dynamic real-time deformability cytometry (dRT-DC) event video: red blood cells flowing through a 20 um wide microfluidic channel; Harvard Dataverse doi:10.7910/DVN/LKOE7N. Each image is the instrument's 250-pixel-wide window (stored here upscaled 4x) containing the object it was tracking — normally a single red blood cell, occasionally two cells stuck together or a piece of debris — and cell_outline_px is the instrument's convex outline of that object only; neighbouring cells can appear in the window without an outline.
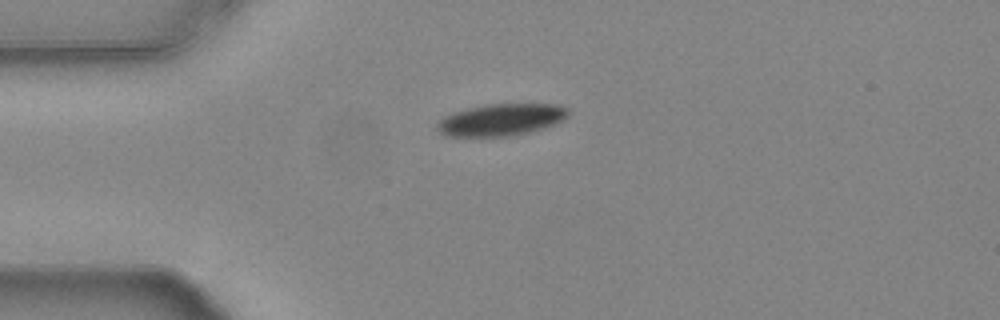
{"species": "common noctule bat (a hibernating species)", "species_latin": "Nyctalus noctula", "temperature_condition": "warm", "stored_images_in_passage": 42, "camera_frame_rate_fps": 3000, "um_per_image_px": 0.085, "animal": {"sex": "female", "body_mass_g": 24.6, "forearm_length_mm": 56.2}, "frame": {"image": 1, "passage_image": 1, "time_ms": 0.0, "image_size_px": [1000, 320], "cell_outline_px": [[568, 116], [564, 120], [556, 124], [544, 128], [516, 136], [444, 136], [436, 128], [436, 124], [444, 116], [452, 112], [468, 108], [488, 104], [560, 104], [568, 108]], "centroid_in_image_um": [42.62, 10.18], "position_along_channel_um": 42.4, "area_um2": 24.68}}
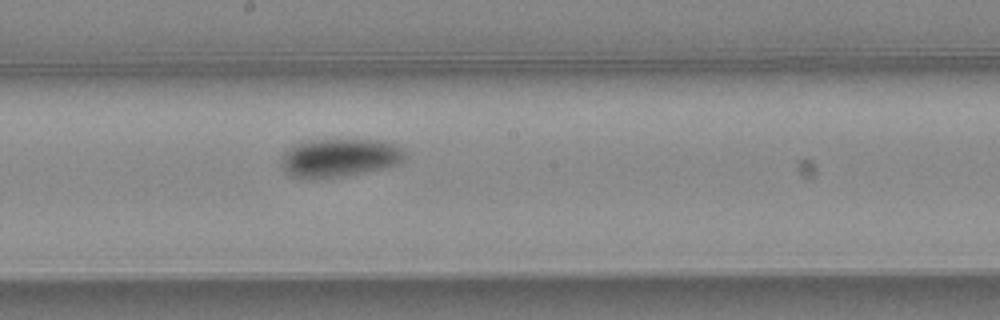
{"frame": {"image": 2, "passage_image": 17, "time_ms": 5.333, "image_size_px": [1000, 320], "cell_outline_px": [[404, 160], [396, 164], [380, 168], [344, 176], [312, 180], [292, 176], [284, 172], [280, 164], [280, 160], [284, 152], [288, 148], [296, 144], [312, 140], [384, 140], [400, 148], [404, 152]], "centroid_in_image_um": [28.77, 13.42], "position_along_channel_um": 219.4, "area_um2": 27.57}}
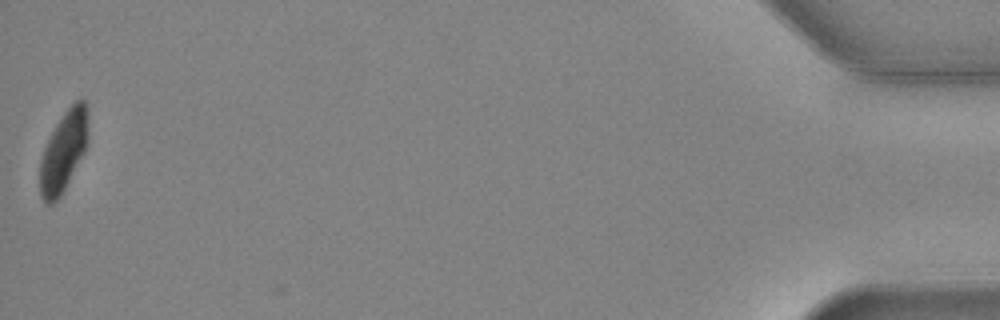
{"frame": {"image": 3, "passage_image": 42, "time_ms": 13.667, "image_size_px": [1000, 320], "cell_outline_px": [[88, 140], [84, 152], [60, 196], [52, 204], [48, 204], [40, 196], [40, 160], [44, 148], [56, 124], [64, 112], [80, 96], [84, 100], [88, 112]], "centroid_in_image_um": [5.41, 12.82], "position_along_channel_um": 429.8, "area_um2": 22.43}, "authors_computed_cell_mechanics": {"area_um2": 26.4435, "velocity_mm_per_s": 3.7414, "shape_relaxation_time_tau1_ms": 3.4341, "shape_relaxation_time_tau2_ms": null, "deformation_change_tau1": 0.1197, "deformation_change_tau2": null}}